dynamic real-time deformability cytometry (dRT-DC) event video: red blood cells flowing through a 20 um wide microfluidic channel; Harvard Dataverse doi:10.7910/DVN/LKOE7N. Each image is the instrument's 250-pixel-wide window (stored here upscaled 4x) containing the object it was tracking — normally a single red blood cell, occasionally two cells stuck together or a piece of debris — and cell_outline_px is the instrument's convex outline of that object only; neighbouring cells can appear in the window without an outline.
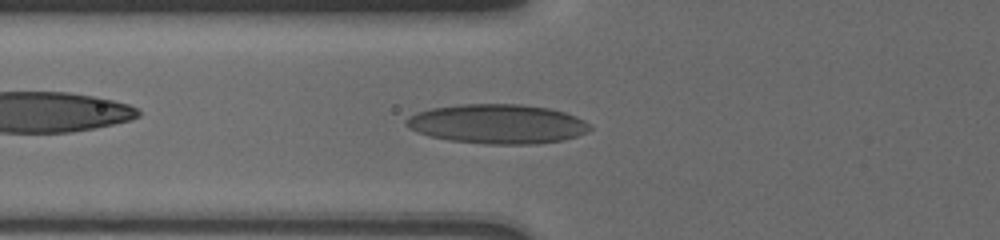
{"species": "human", "species_latin": "Homo sapiens", "temperature_condition": "cold", "stored_images_in_passage": 22, "camera_frame_rate_fps": 3000, "um_per_image_px": 0.085, "donor": {"sex": "male"}, "frame": {"image": 1, "passage_image": 19, "time_ms": 7.0, "image_size_px": [1000, 240], "cell_outline_px": [[592, 128], [588, 132], [564, 140], [536, 144], [484, 144], [448, 140], [428, 136], [416, 132], [408, 128], [404, 124], [404, 120], [408, 116], [416, 112], [432, 108], [460, 104], [520, 104], [548, 108], [564, 112], [576, 116], [584, 120]], "centroid_in_image_um": [42.24, 10.54], "position_along_channel_um": 83.6, "area_um2": 42.54}}